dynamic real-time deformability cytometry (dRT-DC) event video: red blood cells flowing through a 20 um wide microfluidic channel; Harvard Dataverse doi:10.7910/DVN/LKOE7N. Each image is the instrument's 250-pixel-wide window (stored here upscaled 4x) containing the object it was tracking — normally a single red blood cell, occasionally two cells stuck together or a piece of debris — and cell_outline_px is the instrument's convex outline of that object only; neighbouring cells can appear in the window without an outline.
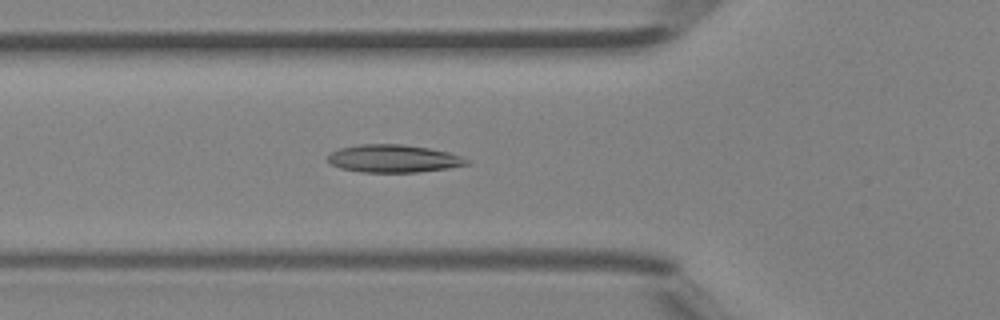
{"species": "Egyptian fruit bat (a non-hibernating species)", "species_latin": "Rousettus aegyptiacus", "temperature_condition": "room temperature", "stored_images_in_passage": 46, "camera_frame_rate_fps": 3000, "um_per_image_px": 0.085, "animal": {"sex": "female"}, "frame": {"image": 1, "passage_image": 17, "time_ms": 5.333, "image_size_px": [1000, 320], "cell_outline_px": [[468, 164], [448, 168], [416, 172], [360, 172], [340, 168], [332, 164], [328, 160], [328, 156], [332, 152], [340, 148], [360, 144], [404, 144], [428, 148], [448, 152], [460, 156], [468, 160]], "centroid_in_image_um": [33.43, 13.48], "position_along_channel_um": 92.4, "area_um2": 22.25}}
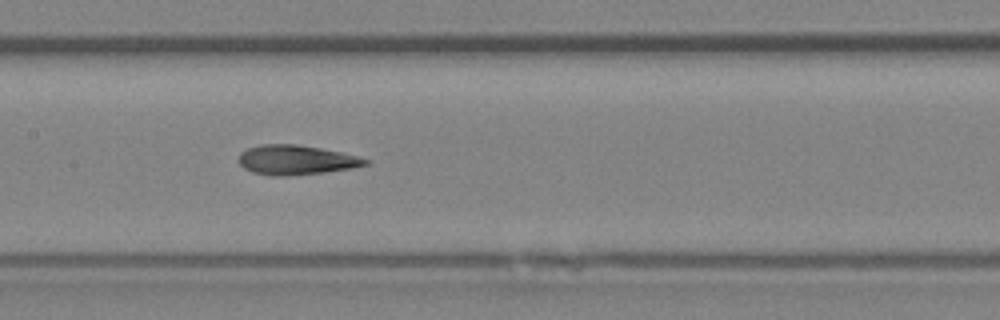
{"frame": {"image": 2, "passage_image": 23, "time_ms": 7.333, "image_size_px": [1000, 320], "cell_outline_px": [[372, 164], [352, 168], [324, 172], [288, 176], [272, 176], [252, 172], [244, 168], [240, 164], [240, 152], [248, 148], [260, 144], [296, 144], [320, 148], [340, 152], [372, 160]], "centroid_in_image_um": [25.2, 13.6], "position_along_channel_um": 182.2, "area_um2": 21.91}}
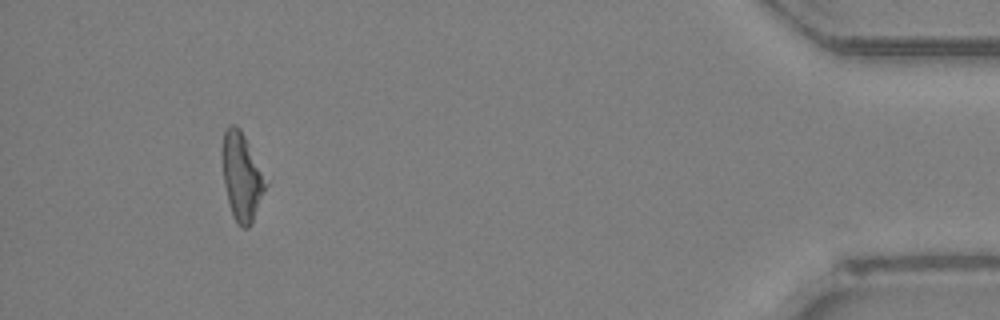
{"frame": {"image": 3, "passage_image": 43, "time_ms": 14.0, "image_size_px": [1000, 320], "cell_outline_px": [[268, 184], [252, 220], [248, 228], [240, 228], [232, 216], [224, 184], [220, 156], [220, 152], [224, 132], [228, 124], [236, 124], [240, 128]], "centroid_in_image_um": [20.49, 14.99], "position_along_channel_um": 414.7, "area_um2": 22.14}, "authors_computed_cell_mechanics": {"area_um2": 22.1952, "velocity_mm_per_s": 4.5012, "shape_relaxation_time_tau1_ms": null, "shape_relaxation_time_tau2_ms": 2.4486, "deformation_change_tau1": null, "deformation_change_tau2": 0.1169}}